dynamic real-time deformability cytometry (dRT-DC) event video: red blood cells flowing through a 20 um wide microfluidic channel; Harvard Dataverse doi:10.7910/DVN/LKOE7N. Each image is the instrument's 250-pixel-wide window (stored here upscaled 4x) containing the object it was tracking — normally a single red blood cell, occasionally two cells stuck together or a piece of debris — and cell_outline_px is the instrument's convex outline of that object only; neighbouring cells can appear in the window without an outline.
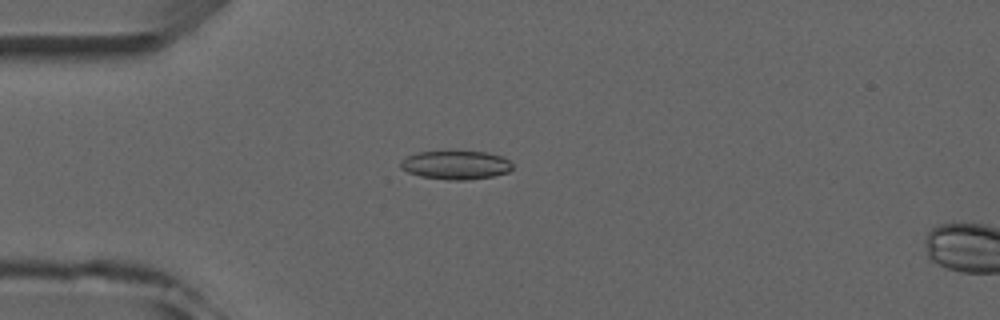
{"species": "common noctule bat (a hibernating species)", "species_latin": "Nyctalus noctula", "temperature_condition": "room temperature", "stored_images_in_passage": 5, "camera_frame_rate_fps": 3000, "um_per_image_px": 0.085, "animal": {"sex": "male", "forearm_length_mm": 52.5}, "frame": {"image": 1, "passage_image": 4, "time_ms": 4.333, "image_size_px": [1000, 320], "cell_outline_px": [[512, 168], [508, 172], [492, 176], [464, 180], [452, 180], [420, 176], [408, 172], [400, 168], [400, 160], [408, 156], [420, 152], [448, 148], [452, 148], [488, 152], [500, 156], [508, 160], [512, 164]], "centroid_in_image_um": [38.71, 13.96], "position_along_channel_um": 46.3, "area_um2": 19.42}}